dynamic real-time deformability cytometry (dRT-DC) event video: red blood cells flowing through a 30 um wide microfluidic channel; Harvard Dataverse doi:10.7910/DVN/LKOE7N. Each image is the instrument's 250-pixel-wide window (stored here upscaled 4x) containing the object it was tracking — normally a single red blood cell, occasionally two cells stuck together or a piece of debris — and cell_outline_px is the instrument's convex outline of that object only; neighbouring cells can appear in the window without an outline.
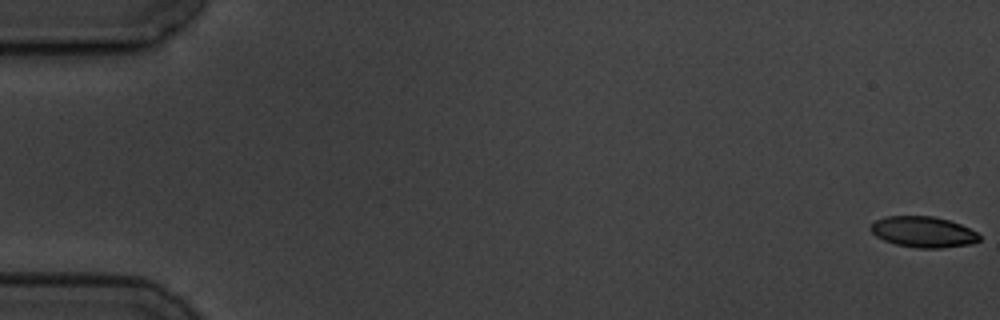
{"species": "common noctule bat (a hibernating species)", "species_latin": "Nyctalus noctula", "temperature_condition": "cold", "stored_images_in_passage": 7, "segment_of_instrument_passage": [1, 2], "camera_frame_rate_fps": 3000, "um_per_image_px": 0.085, "animal": {"sex": "male", "body_mass_g": 19.5, "forearm_length_mm": 54.6}, "frame": {"image": 1, "passage_image": 1, "time_ms": 0.0, "image_size_px": [1000, 320], "cell_outline_px": [[980, 240], [972, 244], [940, 248], [916, 248], [896, 244], [884, 240], [876, 236], [872, 232], [872, 224], [876, 220], [884, 216], [932, 216], [948, 220], [960, 224], [976, 232], [980, 236]], "centroid_in_image_um": [78.49, 19.72], "position_along_channel_um": 6.5, "area_um2": 19.42}}
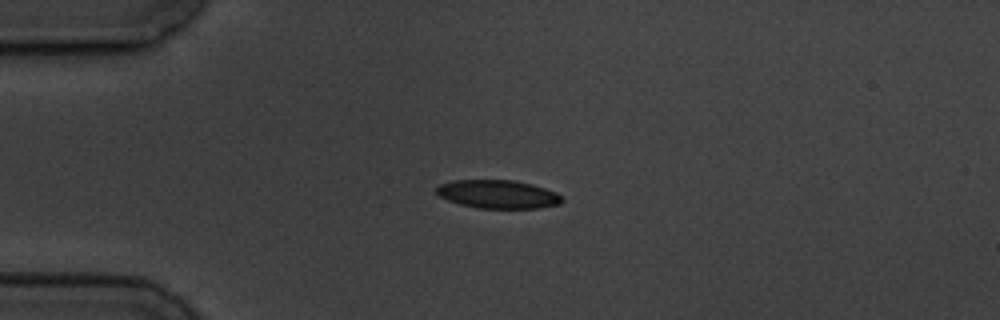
{"frame": {"image": 2, "passage_image": 5, "time_ms": 4.667, "image_size_px": [1000, 320], "cell_outline_px": [[564, 200], [560, 204], [540, 208], [480, 208], [460, 204], [448, 200], [440, 196], [436, 192], [436, 188], [440, 184], [452, 180], [512, 180], [532, 184], [556, 192], [564, 196]], "centroid_in_image_um": [42.36, 16.51], "position_along_channel_um": 42.6, "area_um2": 20.81}}